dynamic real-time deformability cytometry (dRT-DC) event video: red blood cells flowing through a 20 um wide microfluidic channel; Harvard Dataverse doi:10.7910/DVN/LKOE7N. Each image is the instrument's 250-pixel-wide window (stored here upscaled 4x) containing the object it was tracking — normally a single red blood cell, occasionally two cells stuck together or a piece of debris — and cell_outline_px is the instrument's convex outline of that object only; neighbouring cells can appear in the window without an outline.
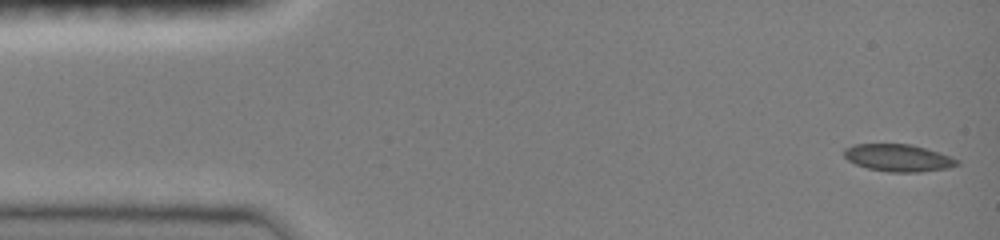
{"species": "common noctule bat (a hibernating species)", "species_latin": "Nyctalus noctula", "temperature_condition": "room temperature", "stored_images_in_passage": 45, "camera_frame_rate_fps": 3000, "um_per_image_px": 0.085, "animal": {"sex": "female", "body_mass_g": 19.0, "forearm_length_mm": 51.5}, "frame": {"image": 1, "passage_image": 1, "time_ms": 0.0, "image_size_px": [1000, 240], "cell_outline_px": [[960, 164], [948, 168], [916, 172], [888, 172], [868, 168], [856, 164], [848, 160], [844, 156], [844, 148], [852, 144], [912, 144], [960, 160]], "centroid_in_image_um": [76.32, 13.41], "position_along_channel_um": 8.7, "area_um2": 17.8}}
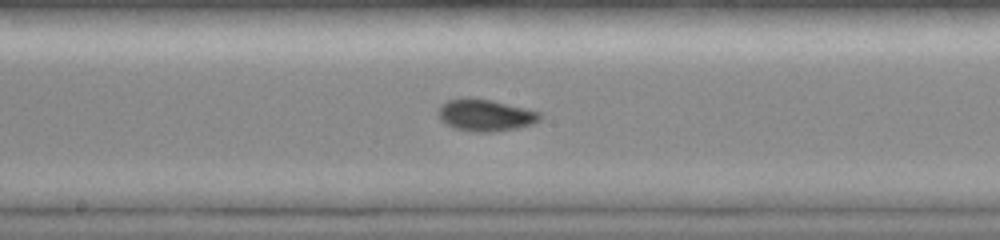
{"frame": {"image": 2, "passage_image": 24, "time_ms": 7.667, "image_size_px": [1000, 240], "cell_outline_px": [[544, 116], [540, 120], [532, 124], [516, 128], [492, 132], [476, 132], [456, 128], [440, 120], [436, 112], [440, 104], [448, 100], [464, 96], [492, 100], [544, 112]], "centroid_in_image_um": [41.27, 9.76], "position_along_channel_um": 206.9, "area_um2": 19.31}}
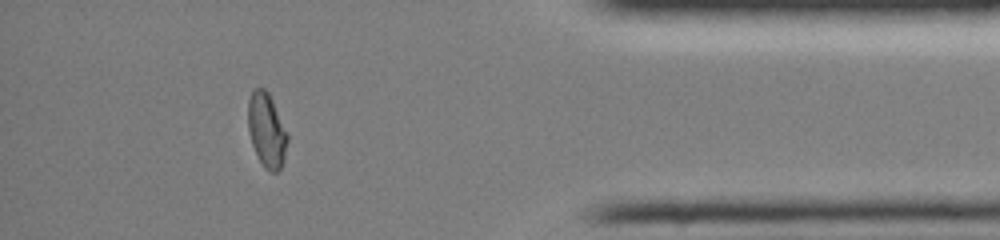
{"frame": {"image": 3, "passage_image": 41, "time_ms": 13.333, "image_size_px": [1000, 240], "cell_outline_px": [[288, 140], [284, 160], [280, 168], [276, 172], [268, 172], [264, 168], [252, 144], [248, 132], [248, 100], [252, 92], [256, 88], [264, 88], [268, 92], [272, 100], [288, 136]], "centroid_in_image_um": [22.66, 11.09], "position_along_channel_um": 412.5, "area_um2": 16.88}}